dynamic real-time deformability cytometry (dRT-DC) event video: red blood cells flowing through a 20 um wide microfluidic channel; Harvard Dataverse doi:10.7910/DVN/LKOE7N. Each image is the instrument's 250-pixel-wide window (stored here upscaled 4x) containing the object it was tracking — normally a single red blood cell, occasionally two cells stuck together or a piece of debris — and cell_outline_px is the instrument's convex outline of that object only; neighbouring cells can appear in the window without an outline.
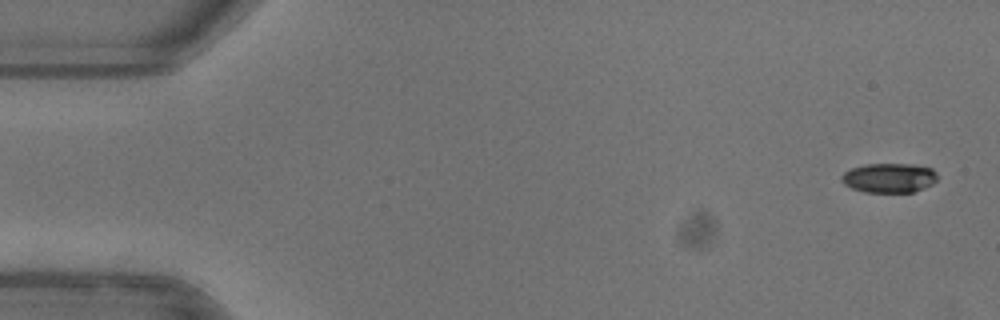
{"species": "common noctule bat (a hibernating species)", "species_latin": "Nyctalus noctula", "temperature_condition": "warm", "stored_images_in_passage": 51, "camera_frame_rate_fps": 3000, "um_per_image_px": 0.085, "animal": {"sex": "female"}, "frame": {"image": 1, "passage_image": 1, "time_ms": 0.0, "image_size_px": [1000, 320], "cell_outline_px": [[936, 180], [932, 184], [924, 188], [912, 192], [864, 192], [852, 188], [844, 184], [840, 180], [840, 176], [844, 172], [852, 168], [864, 164], [912, 164], [932, 168], [936, 172]], "centroid_in_image_um": [75.55, 15.11], "position_along_channel_um": 9.4, "area_um2": 16.53}}
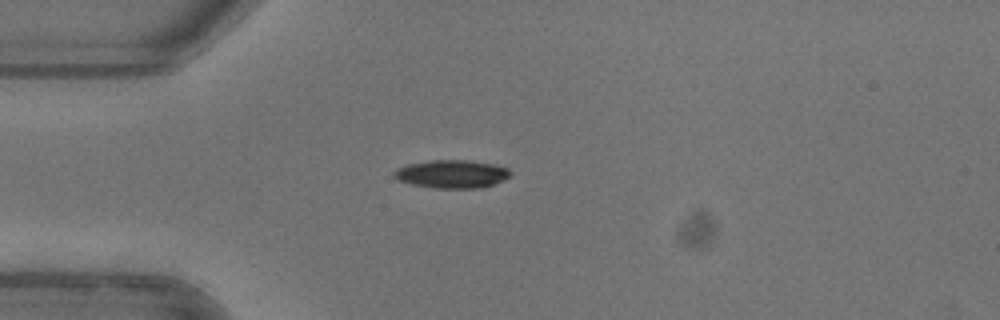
{"frame": {"image": 2, "passage_image": 13, "time_ms": 4.0, "image_size_px": [1000, 320], "cell_outline_px": [[512, 176], [504, 180], [480, 188], [432, 188], [412, 184], [400, 180], [392, 176], [392, 172], [396, 168], [408, 164], [432, 160], [464, 160], [492, 164], [508, 168], [512, 172]], "centroid_in_image_um": [38.4, 14.79], "position_along_channel_um": 46.6, "area_um2": 19.07}}
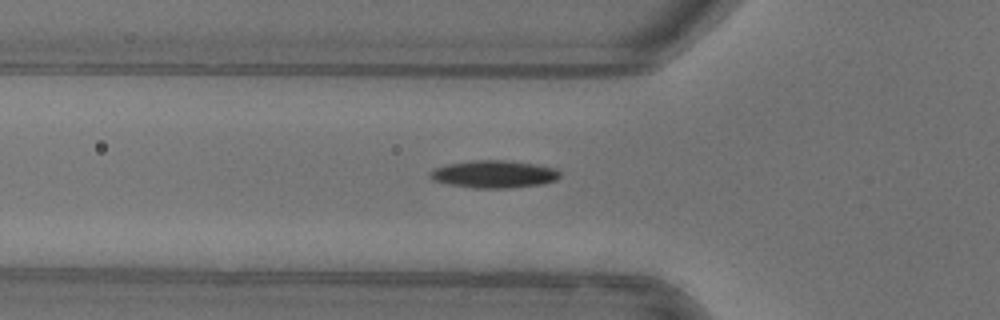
{"frame": {"image": 3, "passage_image": 17, "time_ms": 5.333, "image_size_px": [1000, 320], "cell_outline_px": [[560, 176], [556, 180], [544, 184], [508, 188], [472, 188], [448, 184], [432, 180], [428, 176], [428, 172], [436, 168], [448, 164], [472, 160], [504, 160], [536, 164], [556, 168], [560, 172]], "centroid_in_image_um": [41.99, 14.81], "position_along_channel_um": 83.8, "area_um2": 20.98}, "authors_computed_cell_mechanics": {"area_um2": 19.0162, "velocity_mm_per_s": 3.9905, "shape_relaxation_time_tau1_ms": 3.4932, "shape_relaxation_time_tau2_ms": null, "deformation_change_tau1": 0.1241, "deformation_change_tau2": null}}